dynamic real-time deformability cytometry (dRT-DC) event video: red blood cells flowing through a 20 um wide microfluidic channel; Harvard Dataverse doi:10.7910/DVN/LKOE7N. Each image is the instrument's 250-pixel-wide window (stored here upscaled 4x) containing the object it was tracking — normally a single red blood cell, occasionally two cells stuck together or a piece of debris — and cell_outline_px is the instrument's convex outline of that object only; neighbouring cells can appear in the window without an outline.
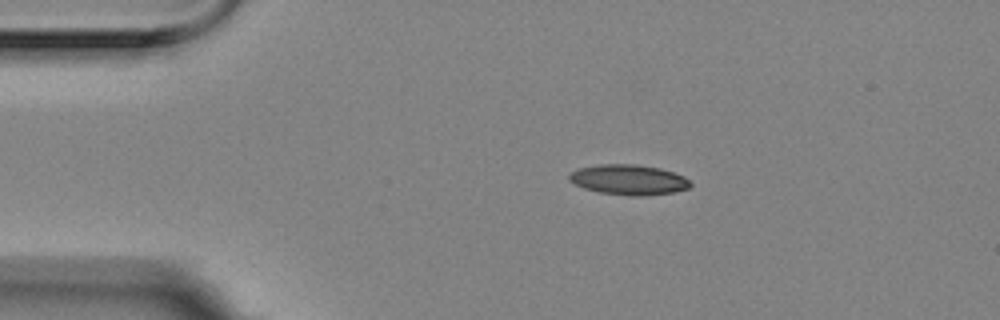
{"species": "Egyptian fruit bat (a non-hibernating species)", "species_latin": "Rousettus aegyptiacus", "temperature_condition": "room temperature", "stored_images_in_passage": 2, "camera_frame_rate_fps": 3000, "um_per_image_px": 0.085, "animal": {"sex": "female"}, "frame": {"image": 1, "passage_image": 1, "time_ms": 0.0, "image_size_px": [1000, 320], "cell_outline_px": [[692, 184], [688, 188], [676, 192], [644, 196], [628, 196], [600, 192], [584, 188], [568, 180], [568, 176], [572, 172], [580, 168], [600, 164], [632, 164], [660, 168], [684, 176]], "centroid_in_image_um": [53.45, 15.28], "position_along_channel_um": 31.5, "area_um2": 21.27}}